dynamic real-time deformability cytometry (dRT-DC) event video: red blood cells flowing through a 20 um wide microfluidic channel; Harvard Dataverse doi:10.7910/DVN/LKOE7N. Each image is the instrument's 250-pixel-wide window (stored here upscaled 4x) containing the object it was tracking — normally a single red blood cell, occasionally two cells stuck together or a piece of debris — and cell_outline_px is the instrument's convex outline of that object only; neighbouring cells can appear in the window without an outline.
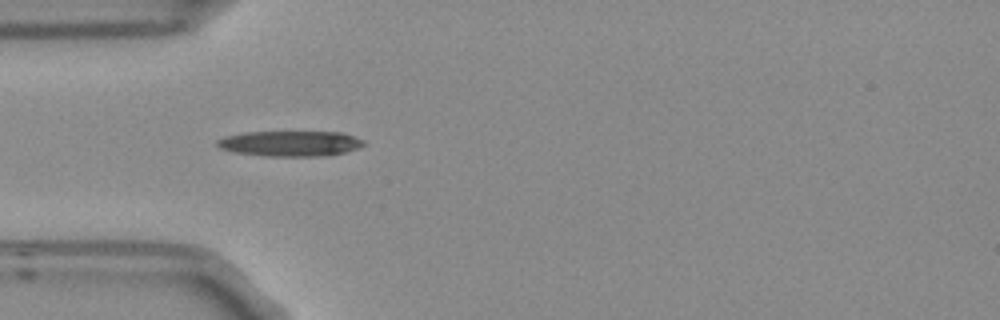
{"species": "Egyptian fruit bat (a non-hibernating species)", "species_latin": "Rousettus aegyptiacus", "temperature_condition": "room temperature", "stored_images_in_passage": 3, "camera_frame_rate_fps": 3000, "um_per_image_px": 0.085, "frame": {"image": 1, "passage_image": 2, "time_ms": 0.333, "image_size_px": [1000, 320], "cell_outline_px": [[364, 144], [356, 148], [344, 152], [324, 156], [264, 156], [232, 152], [220, 148], [216, 144], [216, 140], [224, 136], [244, 132], [340, 132], [364, 140]], "centroid_in_image_um": [24.6, 12.2], "position_along_channel_um": 60.4, "area_um2": 21.68}}
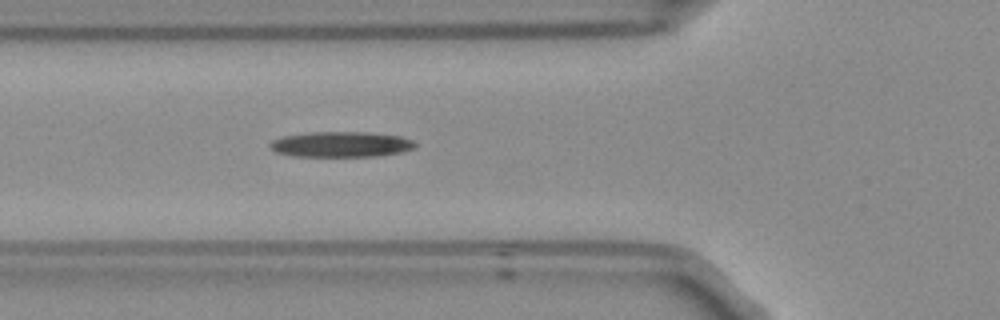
{"frame": {"image": 2, "passage_image": 3, "time_ms": 0.667, "image_size_px": [1000, 320], "cell_outline_px": [[416, 144], [412, 148], [400, 152], [376, 156], [296, 156], [276, 152], [268, 144], [272, 140], [284, 136], [308, 132], [368, 132], [400, 136], [412, 140]], "centroid_in_image_um": [28.96, 12.26], "position_along_channel_um": 96.8, "area_um2": 21.33}}